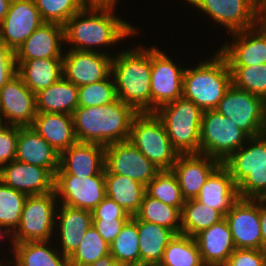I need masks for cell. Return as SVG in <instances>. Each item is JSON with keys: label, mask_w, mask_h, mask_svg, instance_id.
I'll return each mask as SVG.
<instances>
[{"label": "cell", "mask_w": 266, "mask_h": 266, "mask_svg": "<svg viewBox=\"0 0 266 266\" xmlns=\"http://www.w3.org/2000/svg\"><path fill=\"white\" fill-rule=\"evenodd\" d=\"M114 9L84 7L68 19L63 26L65 42L73 45L70 49L97 52L96 48L100 45H115L137 33L138 29L131 23L114 16Z\"/></svg>", "instance_id": "1"}, {"label": "cell", "mask_w": 266, "mask_h": 266, "mask_svg": "<svg viewBox=\"0 0 266 266\" xmlns=\"http://www.w3.org/2000/svg\"><path fill=\"white\" fill-rule=\"evenodd\" d=\"M249 137L265 133L266 101L231 85L215 109Z\"/></svg>", "instance_id": "10"}, {"label": "cell", "mask_w": 266, "mask_h": 266, "mask_svg": "<svg viewBox=\"0 0 266 266\" xmlns=\"http://www.w3.org/2000/svg\"><path fill=\"white\" fill-rule=\"evenodd\" d=\"M110 254L123 266L140 265L139 234L137 224L132 218L110 245Z\"/></svg>", "instance_id": "37"}, {"label": "cell", "mask_w": 266, "mask_h": 266, "mask_svg": "<svg viewBox=\"0 0 266 266\" xmlns=\"http://www.w3.org/2000/svg\"><path fill=\"white\" fill-rule=\"evenodd\" d=\"M88 266H123L119 264L109 253Z\"/></svg>", "instance_id": "51"}, {"label": "cell", "mask_w": 266, "mask_h": 266, "mask_svg": "<svg viewBox=\"0 0 266 266\" xmlns=\"http://www.w3.org/2000/svg\"><path fill=\"white\" fill-rule=\"evenodd\" d=\"M232 85L266 101V63L244 67H229Z\"/></svg>", "instance_id": "40"}, {"label": "cell", "mask_w": 266, "mask_h": 266, "mask_svg": "<svg viewBox=\"0 0 266 266\" xmlns=\"http://www.w3.org/2000/svg\"><path fill=\"white\" fill-rule=\"evenodd\" d=\"M235 40L222 45L218 52L229 67H244L266 63V25L260 21L255 27L231 33Z\"/></svg>", "instance_id": "17"}, {"label": "cell", "mask_w": 266, "mask_h": 266, "mask_svg": "<svg viewBox=\"0 0 266 266\" xmlns=\"http://www.w3.org/2000/svg\"><path fill=\"white\" fill-rule=\"evenodd\" d=\"M135 266H158V265H135Z\"/></svg>", "instance_id": "58"}, {"label": "cell", "mask_w": 266, "mask_h": 266, "mask_svg": "<svg viewBox=\"0 0 266 266\" xmlns=\"http://www.w3.org/2000/svg\"><path fill=\"white\" fill-rule=\"evenodd\" d=\"M246 142L249 144L232 153L222 165L233 178L239 198L262 199L266 195V134Z\"/></svg>", "instance_id": "5"}, {"label": "cell", "mask_w": 266, "mask_h": 266, "mask_svg": "<svg viewBox=\"0 0 266 266\" xmlns=\"http://www.w3.org/2000/svg\"><path fill=\"white\" fill-rule=\"evenodd\" d=\"M138 112L118 98L106 105L78 107L72 113L77 142L104 146L128 141L133 118Z\"/></svg>", "instance_id": "2"}, {"label": "cell", "mask_w": 266, "mask_h": 266, "mask_svg": "<svg viewBox=\"0 0 266 266\" xmlns=\"http://www.w3.org/2000/svg\"><path fill=\"white\" fill-rule=\"evenodd\" d=\"M205 266H224L234 252V240L224 218L194 236Z\"/></svg>", "instance_id": "24"}, {"label": "cell", "mask_w": 266, "mask_h": 266, "mask_svg": "<svg viewBox=\"0 0 266 266\" xmlns=\"http://www.w3.org/2000/svg\"><path fill=\"white\" fill-rule=\"evenodd\" d=\"M109 253L110 245L92 225L76 251L68 258V266H88Z\"/></svg>", "instance_id": "39"}, {"label": "cell", "mask_w": 266, "mask_h": 266, "mask_svg": "<svg viewBox=\"0 0 266 266\" xmlns=\"http://www.w3.org/2000/svg\"><path fill=\"white\" fill-rule=\"evenodd\" d=\"M60 154L30 126L20 127L15 159L47 168L54 176L59 168Z\"/></svg>", "instance_id": "25"}, {"label": "cell", "mask_w": 266, "mask_h": 266, "mask_svg": "<svg viewBox=\"0 0 266 266\" xmlns=\"http://www.w3.org/2000/svg\"><path fill=\"white\" fill-rule=\"evenodd\" d=\"M5 125L4 121L0 118V129Z\"/></svg>", "instance_id": "57"}, {"label": "cell", "mask_w": 266, "mask_h": 266, "mask_svg": "<svg viewBox=\"0 0 266 266\" xmlns=\"http://www.w3.org/2000/svg\"><path fill=\"white\" fill-rule=\"evenodd\" d=\"M36 95L37 112L71 114L78 108V87L61 77Z\"/></svg>", "instance_id": "31"}, {"label": "cell", "mask_w": 266, "mask_h": 266, "mask_svg": "<svg viewBox=\"0 0 266 266\" xmlns=\"http://www.w3.org/2000/svg\"><path fill=\"white\" fill-rule=\"evenodd\" d=\"M224 215L196 199L185 200L181 210L182 234L194 237L224 219Z\"/></svg>", "instance_id": "34"}, {"label": "cell", "mask_w": 266, "mask_h": 266, "mask_svg": "<svg viewBox=\"0 0 266 266\" xmlns=\"http://www.w3.org/2000/svg\"><path fill=\"white\" fill-rule=\"evenodd\" d=\"M131 218L136 222L139 234L140 265H159L165 248L176 233L167 227L140 221L135 215Z\"/></svg>", "instance_id": "29"}, {"label": "cell", "mask_w": 266, "mask_h": 266, "mask_svg": "<svg viewBox=\"0 0 266 266\" xmlns=\"http://www.w3.org/2000/svg\"><path fill=\"white\" fill-rule=\"evenodd\" d=\"M105 191L131 216L139 211L146 192L143 184L120 174H105Z\"/></svg>", "instance_id": "32"}, {"label": "cell", "mask_w": 266, "mask_h": 266, "mask_svg": "<svg viewBox=\"0 0 266 266\" xmlns=\"http://www.w3.org/2000/svg\"><path fill=\"white\" fill-rule=\"evenodd\" d=\"M43 22L34 0H11L0 24V41L15 52Z\"/></svg>", "instance_id": "18"}, {"label": "cell", "mask_w": 266, "mask_h": 266, "mask_svg": "<svg viewBox=\"0 0 266 266\" xmlns=\"http://www.w3.org/2000/svg\"><path fill=\"white\" fill-rule=\"evenodd\" d=\"M110 74L101 81L78 87V107H94L109 104L117 99L115 83Z\"/></svg>", "instance_id": "42"}, {"label": "cell", "mask_w": 266, "mask_h": 266, "mask_svg": "<svg viewBox=\"0 0 266 266\" xmlns=\"http://www.w3.org/2000/svg\"><path fill=\"white\" fill-rule=\"evenodd\" d=\"M37 113L36 95L16 74L0 89V118L5 119V125L26 127L32 125Z\"/></svg>", "instance_id": "16"}, {"label": "cell", "mask_w": 266, "mask_h": 266, "mask_svg": "<svg viewBox=\"0 0 266 266\" xmlns=\"http://www.w3.org/2000/svg\"><path fill=\"white\" fill-rule=\"evenodd\" d=\"M258 13V0H245Z\"/></svg>", "instance_id": "55"}, {"label": "cell", "mask_w": 266, "mask_h": 266, "mask_svg": "<svg viewBox=\"0 0 266 266\" xmlns=\"http://www.w3.org/2000/svg\"><path fill=\"white\" fill-rule=\"evenodd\" d=\"M224 218L236 249H262L259 199L239 198Z\"/></svg>", "instance_id": "15"}, {"label": "cell", "mask_w": 266, "mask_h": 266, "mask_svg": "<svg viewBox=\"0 0 266 266\" xmlns=\"http://www.w3.org/2000/svg\"><path fill=\"white\" fill-rule=\"evenodd\" d=\"M230 33L255 27L261 16L245 0H185Z\"/></svg>", "instance_id": "19"}, {"label": "cell", "mask_w": 266, "mask_h": 266, "mask_svg": "<svg viewBox=\"0 0 266 266\" xmlns=\"http://www.w3.org/2000/svg\"><path fill=\"white\" fill-rule=\"evenodd\" d=\"M11 0H0V24L6 16Z\"/></svg>", "instance_id": "52"}, {"label": "cell", "mask_w": 266, "mask_h": 266, "mask_svg": "<svg viewBox=\"0 0 266 266\" xmlns=\"http://www.w3.org/2000/svg\"><path fill=\"white\" fill-rule=\"evenodd\" d=\"M30 127L59 154L77 142L71 114L37 113Z\"/></svg>", "instance_id": "27"}, {"label": "cell", "mask_w": 266, "mask_h": 266, "mask_svg": "<svg viewBox=\"0 0 266 266\" xmlns=\"http://www.w3.org/2000/svg\"><path fill=\"white\" fill-rule=\"evenodd\" d=\"M5 227H3V226H1L0 225V237H1V239L2 238H4V237H6V235H9V237L11 238L10 239V241H11V243H12V247H14V243H13V233L8 229V228H6V229H4Z\"/></svg>", "instance_id": "53"}, {"label": "cell", "mask_w": 266, "mask_h": 266, "mask_svg": "<svg viewBox=\"0 0 266 266\" xmlns=\"http://www.w3.org/2000/svg\"><path fill=\"white\" fill-rule=\"evenodd\" d=\"M27 196L0 181V225L12 233L19 225Z\"/></svg>", "instance_id": "41"}, {"label": "cell", "mask_w": 266, "mask_h": 266, "mask_svg": "<svg viewBox=\"0 0 266 266\" xmlns=\"http://www.w3.org/2000/svg\"><path fill=\"white\" fill-rule=\"evenodd\" d=\"M262 200L266 203V195L262 198Z\"/></svg>", "instance_id": "59"}, {"label": "cell", "mask_w": 266, "mask_h": 266, "mask_svg": "<svg viewBox=\"0 0 266 266\" xmlns=\"http://www.w3.org/2000/svg\"><path fill=\"white\" fill-rule=\"evenodd\" d=\"M58 206L56 219L59 223L61 253L68 259L78 248L86 231L92 226V211L72 208L63 204ZM60 214V215H59Z\"/></svg>", "instance_id": "26"}, {"label": "cell", "mask_w": 266, "mask_h": 266, "mask_svg": "<svg viewBox=\"0 0 266 266\" xmlns=\"http://www.w3.org/2000/svg\"><path fill=\"white\" fill-rule=\"evenodd\" d=\"M128 141L160 170H171L179 156L154 112L138 113L133 118Z\"/></svg>", "instance_id": "7"}, {"label": "cell", "mask_w": 266, "mask_h": 266, "mask_svg": "<svg viewBox=\"0 0 266 266\" xmlns=\"http://www.w3.org/2000/svg\"><path fill=\"white\" fill-rule=\"evenodd\" d=\"M49 242L14 244V266H68V259L57 249L49 248Z\"/></svg>", "instance_id": "33"}, {"label": "cell", "mask_w": 266, "mask_h": 266, "mask_svg": "<svg viewBox=\"0 0 266 266\" xmlns=\"http://www.w3.org/2000/svg\"><path fill=\"white\" fill-rule=\"evenodd\" d=\"M135 216L140 221L158 224L173 230L176 234H182L181 210L149 196L146 192Z\"/></svg>", "instance_id": "35"}, {"label": "cell", "mask_w": 266, "mask_h": 266, "mask_svg": "<svg viewBox=\"0 0 266 266\" xmlns=\"http://www.w3.org/2000/svg\"><path fill=\"white\" fill-rule=\"evenodd\" d=\"M62 58L63 77L76 85L84 86L106 79L111 74V55L68 49Z\"/></svg>", "instance_id": "14"}, {"label": "cell", "mask_w": 266, "mask_h": 266, "mask_svg": "<svg viewBox=\"0 0 266 266\" xmlns=\"http://www.w3.org/2000/svg\"><path fill=\"white\" fill-rule=\"evenodd\" d=\"M16 74L14 51L0 41V89Z\"/></svg>", "instance_id": "47"}, {"label": "cell", "mask_w": 266, "mask_h": 266, "mask_svg": "<svg viewBox=\"0 0 266 266\" xmlns=\"http://www.w3.org/2000/svg\"><path fill=\"white\" fill-rule=\"evenodd\" d=\"M160 171L129 141L105 146V174H120L146 186Z\"/></svg>", "instance_id": "13"}, {"label": "cell", "mask_w": 266, "mask_h": 266, "mask_svg": "<svg viewBox=\"0 0 266 266\" xmlns=\"http://www.w3.org/2000/svg\"><path fill=\"white\" fill-rule=\"evenodd\" d=\"M0 181L28 196L54 192L55 176L44 167L13 160L0 168Z\"/></svg>", "instance_id": "20"}, {"label": "cell", "mask_w": 266, "mask_h": 266, "mask_svg": "<svg viewBox=\"0 0 266 266\" xmlns=\"http://www.w3.org/2000/svg\"><path fill=\"white\" fill-rule=\"evenodd\" d=\"M129 219L93 218L92 225L98 234L111 245Z\"/></svg>", "instance_id": "46"}, {"label": "cell", "mask_w": 266, "mask_h": 266, "mask_svg": "<svg viewBox=\"0 0 266 266\" xmlns=\"http://www.w3.org/2000/svg\"><path fill=\"white\" fill-rule=\"evenodd\" d=\"M232 85L226 59L217 51L210 60L186 68L183 76V97L202 111L214 110Z\"/></svg>", "instance_id": "4"}, {"label": "cell", "mask_w": 266, "mask_h": 266, "mask_svg": "<svg viewBox=\"0 0 266 266\" xmlns=\"http://www.w3.org/2000/svg\"><path fill=\"white\" fill-rule=\"evenodd\" d=\"M146 193L161 202L182 210L185 199L172 170H161L146 186Z\"/></svg>", "instance_id": "38"}, {"label": "cell", "mask_w": 266, "mask_h": 266, "mask_svg": "<svg viewBox=\"0 0 266 266\" xmlns=\"http://www.w3.org/2000/svg\"><path fill=\"white\" fill-rule=\"evenodd\" d=\"M64 26L43 22L14 52L15 60L63 58Z\"/></svg>", "instance_id": "23"}, {"label": "cell", "mask_w": 266, "mask_h": 266, "mask_svg": "<svg viewBox=\"0 0 266 266\" xmlns=\"http://www.w3.org/2000/svg\"><path fill=\"white\" fill-rule=\"evenodd\" d=\"M54 191L61 204L93 211L106 197L105 173L90 177L55 174Z\"/></svg>", "instance_id": "11"}, {"label": "cell", "mask_w": 266, "mask_h": 266, "mask_svg": "<svg viewBox=\"0 0 266 266\" xmlns=\"http://www.w3.org/2000/svg\"><path fill=\"white\" fill-rule=\"evenodd\" d=\"M261 21L266 25V9L262 13Z\"/></svg>", "instance_id": "56"}, {"label": "cell", "mask_w": 266, "mask_h": 266, "mask_svg": "<svg viewBox=\"0 0 266 266\" xmlns=\"http://www.w3.org/2000/svg\"><path fill=\"white\" fill-rule=\"evenodd\" d=\"M118 0H81L85 7H110L116 8Z\"/></svg>", "instance_id": "50"}, {"label": "cell", "mask_w": 266, "mask_h": 266, "mask_svg": "<svg viewBox=\"0 0 266 266\" xmlns=\"http://www.w3.org/2000/svg\"><path fill=\"white\" fill-rule=\"evenodd\" d=\"M250 137L217 110L203 111L200 130V154L224 162Z\"/></svg>", "instance_id": "8"}, {"label": "cell", "mask_w": 266, "mask_h": 266, "mask_svg": "<svg viewBox=\"0 0 266 266\" xmlns=\"http://www.w3.org/2000/svg\"><path fill=\"white\" fill-rule=\"evenodd\" d=\"M266 9V0H258V14L262 16L263 11Z\"/></svg>", "instance_id": "54"}, {"label": "cell", "mask_w": 266, "mask_h": 266, "mask_svg": "<svg viewBox=\"0 0 266 266\" xmlns=\"http://www.w3.org/2000/svg\"><path fill=\"white\" fill-rule=\"evenodd\" d=\"M15 61L17 74L34 94L46 89L63 77L62 58Z\"/></svg>", "instance_id": "30"}, {"label": "cell", "mask_w": 266, "mask_h": 266, "mask_svg": "<svg viewBox=\"0 0 266 266\" xmlns=\"http://www.w3.org/2000/svg\"><path fill=\"white\" fill-rule=\"evenodd\" d=\"M195 199L224 216L239 199L237 186L222 164L209 176Z\"/></svg>", "instance_id": "28"}, {"label": "cell", "mask_w": 266, "mask_h": 266, "mask_svg": "<svg viewBox=\"0 0 266 266\" xmlns=\"http://www.w3.org/2000/svg\"><path fill=\"white\" fill-rule=\"evenodd\" d=\"M162 121L172 146L179 154L200 153L203 111L183 96L154 112Z\"/></svg>", "instance_id": "6"}, {"label": "cell", "mask_w": 266, "mask_h": 266, "mask_svg": "<svg viewBox=\"0 0 266 266\" xmlns=\"http://www.w3.org/2000/svg\"><path fill=\"white\" fill-rule=\"evenodd\" d=\"M222 163L204 154H179L172 172L185 200L195 199L209 176Z\"/></svg>", "instance_id": "21"}, {"label": "cell", "mask_w": 266, "mask_h": 266, "mask_svg": "<svg viewBox=\"0 0 266 266\" xmlns=\"http://www.w3.org/2000/svg\"><path fill=\"white\" fill-rule=\"evenodd\" d=\"M131 217L120 205L107 196L92 211V218L130 219Z\"/></svg>", "instance_id": "48"}, {"label": "cell", "mask_w": 266, "mask_h": 266, "mask_svg": "<svg viewBox=\"0 0 266 266\" xmlns=\"http://www.w3.org/2000/svg\"><path fill=\"white\" fill-rule=\"evenodd\" d=\"M55 191L44 195L27 196L13 243L50 241L56 226L57 204ZM57 203V204H56Z\"/></svg>", "instance_id": "9"}, {"label": "cell", "mask_w": 266, "mask_h": 266, "mask_svg": "<svg viewBox=\"0 0 266 266\" xmlns=\"http://www.w3.org/2000/svg\"><path fill=\"white\" fill-rule=\"evenodd\" d=\"M266 250L235 249L224 266H265Z\"/></svg>", "instance_id": "45"}, {"label": "cell", "mask_w": 266, "mask_h": 266, "mask_svg": "<svg viewBox=\"0 0 266 266\" xmlns=\"http://www.w3.org/2000/svg\"><path fill=\"white\" fill-rule=\"evenodd\" d=\"M259 217L262 236V250H266V203L259 199Z\"/></svg>", "instance_id": "49"}, {"label": "cell", "mask_w": 266, "mask_h": 266, "mask_svg": "<svg viewBox=\"0 0 266 266\" xmlns=\"http://www.w3.org/2000/svg\"><path fill=\"white\" fill-rule=\"evenodd\" d=\"M34 2L44 22L61 25L85 7L81 0H34Z\"/></svg>", "instance_id": "43"}, {"label": "cell", "mask_w": 266, "mask_h": 266, "mask_svg": "<svg viewBox=\"0 0 266 266\" xmlns=\"http://www.w3.org/2000/svg\"><path fill=\"white\" fill-rule=\"evenodd\" d=\"M111 75L119 100L138 113L151 112V48L121 51L112 58Z\"/></svg>", "instance_id": "3"}, {"label": "cell", "mask_w": 266, "mask_h": 266, "mask_svg": "<svg viewBox=\"0 0 266 266\" xmlns=\"http://www.w3.org/2000/svg\"><path fill=\"white\" fill-rule=\"evenodd\" d=\"M185 69L164 51L151 47V112L182 97Z\"/></svg>", "instance_id": "12"}, {"label": "cell", "mask_w": 266, "mask_h": 266, "mask_svg": "<svg viewBox=\"0 0 266 266\" xmlns=\"http://www.w3.org/2000/svg\"><path fill=\"white\" fill-rule=\"evenodd\" d=\"M19 126L4 125L0 129V168L15 160Z\"/></svg>", "instance_id": "44"}, {"label": "cell", "mask_w": 266, "mask_h": 266, "mask_svg": "<svg viewBox=\"0 0 266 266\" xmlns=\"http://www.w3.org/2000/svg\"><path fill=\"white\" fill-rule=\"evenodd\" d=\"M158 266H205L194 237L176 234Z\"/></svg>", "instance_id": "36"}, {"label": "cell", "mask_w": 266, "mask_h": 266, "mask_svg": "<svg viewBox=\"0 0 266 266\" xmlns=\"http://www.w3.org/2000/svg\"><path fill=\"white\" fill-rule=\"evenodd\" d=\"M105 173V146L98 143L76 142L60 154L55 174L95 176Z\"/></svg>", "instance_id": "22"}]
</instances>
